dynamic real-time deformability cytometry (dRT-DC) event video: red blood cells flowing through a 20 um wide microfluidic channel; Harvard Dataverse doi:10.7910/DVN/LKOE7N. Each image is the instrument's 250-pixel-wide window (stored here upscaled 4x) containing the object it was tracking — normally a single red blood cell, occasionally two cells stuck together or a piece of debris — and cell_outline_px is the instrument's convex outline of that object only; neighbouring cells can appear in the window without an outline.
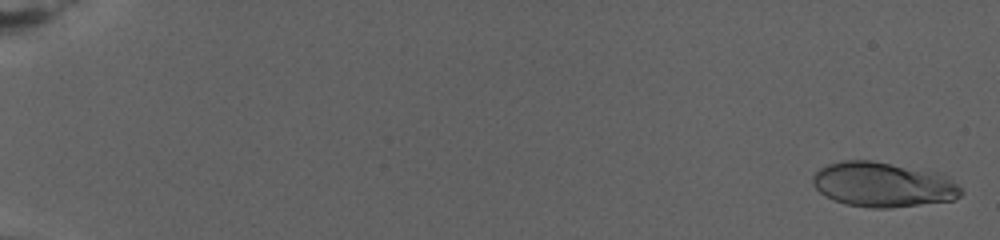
{"species": "human", "species_latin": "Homo sapiens", "temperature_condition": "warm", "stored_images_in_passage": 56, "camera_frame_rate_fps": 3000, "um_per_image_px": 0.085, "donor": {"sex": "female"}, "frame": {"image": 1, "passage_image": 1, "time_ms": 0.0, "image_size_px": [1000, 240], "cell_outline_px": [[964, 192], [960, 196], [952, 200], [888, 208], [872, 208], [844, 204], [824, 196], [812, 184], [812, 176], [820, 168], [828, 164], [840, 160], [872, 160], [944, 172]], "centroid_in_image_um": [75.06, 15.67], "position_along_channel_um": 9.9, "area_um2": 39.25}}
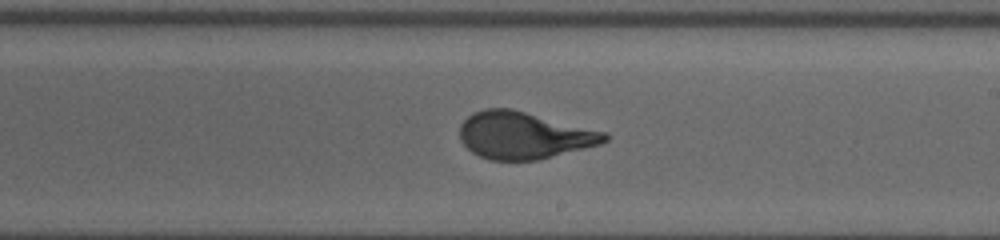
{"frame": {"image": 2, "passage_image": 26, "time_ms": 16.333, "image_size_px": [1000, 240], "cell_outline_px": [[608, 140], [600, 144], [540, 160], [488, 160], [472, 152], [460, 140], [460, 124], [472, 112], [484, 108], [512, 108], [608, 132]], "centroid_in_image_um": [44.54, 11.49], "position_along_channel_um": 244.5, "area_um2": 40.06}}
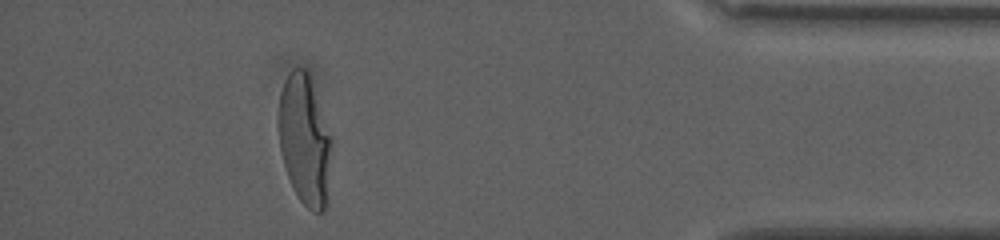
{"frame": {"image": 3, "passage_image": 49, "time_ms": 24.0, "image_size_px": [1000, 240], "cell_outline_px": [[332, 144], [328, 204], [320, 212], [312, 212], [300, 200], [288, 176], [284, 164], [280, 148], [280, 92], [284, 80], [292, 68], [304, 68], [308, 72], [332, 136]], "centroid_in_image_um": [25.95, 11.92], "position_along_channel_um": 409.3, "area_um2": 40.17}, "authors_computed_cell_mechanics": {"area_um2": 39.6508, "velocity_mm_per_s": 2.6525, "shape_relaxation_time_tau1_ms": 8.1907, "shape_relaxation_time_tau2_ms": null, "deformation_change_tau1": 0.2882, "deformation_change_tau2": null}}